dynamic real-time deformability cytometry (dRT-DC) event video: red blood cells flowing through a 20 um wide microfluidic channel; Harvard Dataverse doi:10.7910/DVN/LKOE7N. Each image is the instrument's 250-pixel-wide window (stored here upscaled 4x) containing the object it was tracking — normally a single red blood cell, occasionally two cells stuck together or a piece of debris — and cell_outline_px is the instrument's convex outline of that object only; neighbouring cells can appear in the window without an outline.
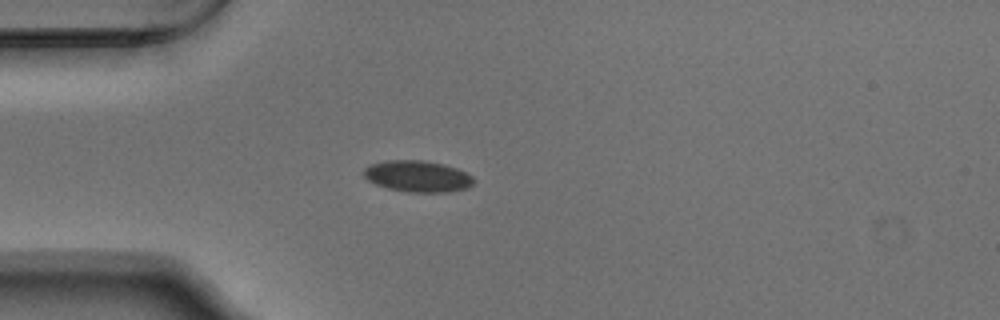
{"species": "Egyptian fruit bat (a non-hibernating species)", "species_latin": "Rousettus aegyptiacus", "temperature_condition": "warm", "stored_images_in_passage": 40, "camera_frame_rate_fps": 3000, "um_per_image_px": 0.085, "animal": {"sex": "male"}, "frame": {"image": 1, "passage_image": 1, "time_ms": 0.0, "image_size_px": [1000, 320], "cell_outline_px": [[472, 184], [468, 188], [448, 192], [408, 192], [388, 188], [376, 184], [368, 180], [364, 176], [364, 168], [372, 164], [388, 160], [424, 160], [444, 164], [468, 172], [472, 176]], "centroid_in_image_um": [35.52, 14.98], "position_along_channel_um": 49.5, "area_um2": 20.06}}
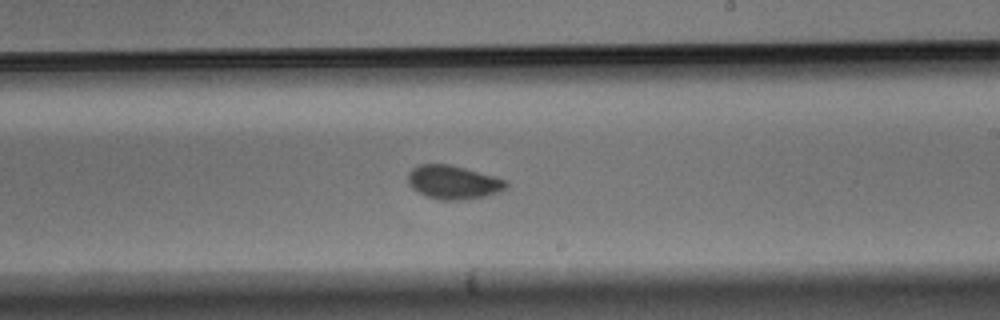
{"frame": {"image": 2, "passage_image": 18, "time_ms": 5.667, "image_size_px": [1000, 320], "cell_outline_px": [[508, 184], [504, 188], [496, 192], [484, 196], [464, 200], [440, 200], [424, 196], [412, 188], [408, 184], [408, 172], [412, 168], [420, 164], [448, 164], [464, 168], [492, 176], [504, 180]], "centroid_in_image_um": [38.44, 15.5], "position_along_channel_um": 250.6, "area_um2": 19.02}}
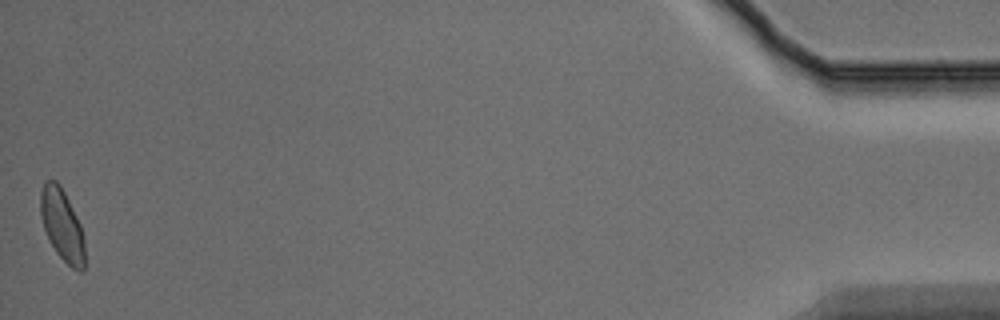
{"frame": {"image": 3, "passage_image": 40, "time_ms": 13.0, "image_size_px": [1000, 320], "cell_outline_px": [[84, 268], [80, 272], [72, 268], [56, 252], [44, 228], [40, 216], [40, 192], [44, 180], [56, 180], [60, 184], [80, 224], [84, 236]], "centroid_in_image_um": [5.26, 19.09], "position_along_channel_um": 429.9, "area_um2": 18.32}, "authors_computed_cell_mechanics": {"area_um2": 18.8428, "velocity_mm_per_s": 3.7376, "shape_relaxation_time_tau1_ms": 4.2582, "shape_relaxation_time_tau2_ms": 1.349, "deformation_change_tau1": 0.0965, "deformation_change_tau2": 0.0319}}